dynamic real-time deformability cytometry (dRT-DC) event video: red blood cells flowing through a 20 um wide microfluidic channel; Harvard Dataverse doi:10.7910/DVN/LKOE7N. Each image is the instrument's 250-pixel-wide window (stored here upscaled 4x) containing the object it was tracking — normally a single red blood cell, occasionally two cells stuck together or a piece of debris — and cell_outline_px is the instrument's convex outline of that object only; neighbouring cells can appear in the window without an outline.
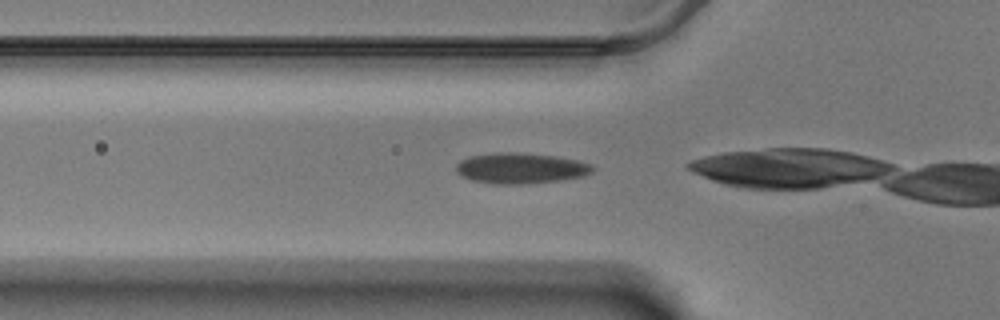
{"species": "Egyptian fruit bat (a non-hibernating species)", "species_latin": "Rousettus aegyptiacus", "temperature_condition": "warm", "stored_images_in_passage": 36, "camera_frame_rate_fps": 3000, "um_per_image_px": 0.085, "animal": {"sex": "male"}, "frame": {"image": 1, "passage_image": 11, "time_ms": 3.333, "image_size_px": [1000, 320], "cell_outline_px": [[596, 168], [592, 172], [584, 176], [560, 180], [520, 184], [496, 184], [472, 180], [460, 176], [456, 172], [456, 164], [460, 160], [468, 156], [496, 152], [512, 152], [552, 156], [576, 160], [588, 164]], "centroid_in_image_um": [44.19, 14.3], "position_along_channel_um": 81.6, "area_um2": 24.28}}
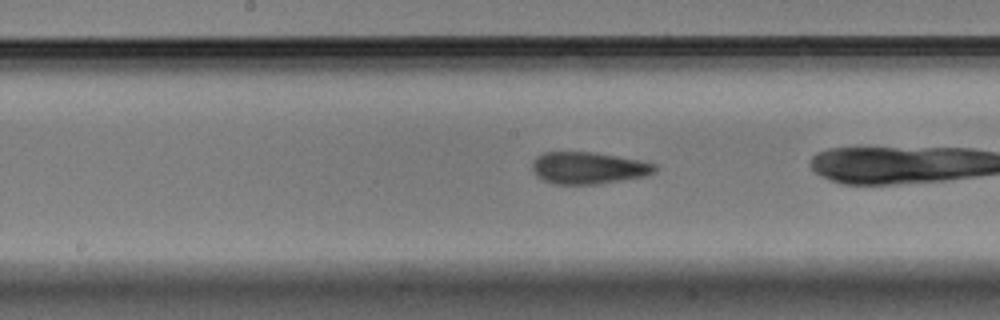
{"frame": {"image": 2, "passage_image": 21, "time_ms": 6.667, "image_size_px": [1000, 320], "cell_outline_px": [[656, 172], [648, 176], [600, 184], [552, 184], [540, 180], [536, 176], [532, 168], [532, 160], [536, 156], [544, 152], [592, 152], [640, 160], [656, 164]], "centroid_in_image_um": [50.0, 14.29], "position_along_channel_um": 198.2, "area_um2": 23.18}}
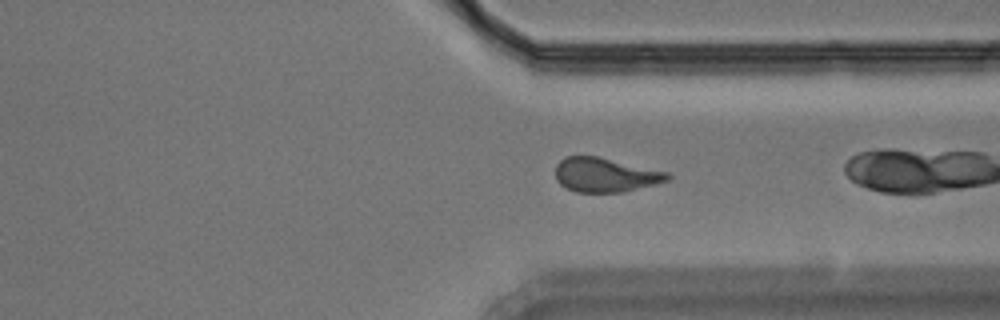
{"frame": {"image": 3, "passage_image": 35, "time_ms": 11.333, "image_size_px": [1000, 320], "cell_outline_px": [[672, 176], [668, 180], [624, 192], [576, 192], [560, 184], [556, 180], [556, 164], [564, 156], [596, 156], [668, 172]], "centroid_in_image_um": [51.42, 14.86], "position_along_channel_um": 360.0, "area_um2": 22.2}}